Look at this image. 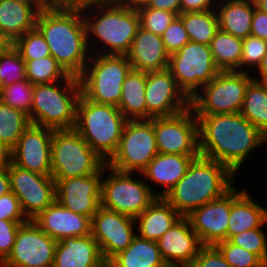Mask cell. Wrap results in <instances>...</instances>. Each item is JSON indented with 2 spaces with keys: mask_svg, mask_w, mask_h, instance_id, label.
Instances as JSON below:
<instances>
[{
  "mask_svg": "<svg viewBox=\"0 0 267 267\" xmlns=\"http://www.w3.org/2000/svg\"><path fill=\"white\" fill-rule=\"evenodd\" d=\"M196 117L199 154L226 165L235 174L244 166L250 153L267 145V137L240 112Z\"/></svg>",
  "mask_w": 267,
  "mask_h": 267,
  "instance_id": "cell-1",
  "label": "cell"
},
{
  "mask_svg": "<svg viewBox=\"0 0 267 267\" xmlns=\"http://www.w3.org/2000/svg\"><path fill=\"white\" fill-rule=\"evenodd\" d=\"M35 28L64 71L79 77L91 56L81 7L45 3L38 12Z\"/></svg>",
  "mask_w": 267,
  "mask_h": 267,
  "instance_id": "cell-2",
  "label": "cell"
},
{
  "mask_svg": "<svg viewBox=\"0 0 267 267\" xmlns=\"http://www.w3.org/2000/svg\"><path fill=\"white\" fill-rule=\"evenodd\" d=\"M80 7L85 20L90 53L127 55L140 28L137 9L115 0L96 1Z\"/></svg>",
  "mask_w": 267,
  "mask_h": 267,
  "instance_id": "cell-3",
  "label": "cell"
},
{
  "mask_svg": "<svg viewBox=\"0 0 267 267\" xmlns=\"http://www.w3.org/2000/svg\"><path fill=\"white\" fill-rule=\"evenodd\" d=\"M236 174L226 165L199 155L163 198L182 216L218 199L234 186Z\"/></svg>",
  "mask_w": 267,
  "mask_h": 267,
  "instance_id": "cell-4",
  "label": "cell"
},
{
  "mask_svg": "<svg viewBox=\"0 0 267 267\" xmlns=\"http://www.w3.org/2000/svg\"><path fill=\"white\" fill-rule=\"evenodd\" d=\"M127 120L117 106L99 104L81 94L74 129L107 162L117 150Z\"/></svg>",
  "mask_w": 267,
  "mask_h": 267,
  "instance_id": "cell-5",
  "label": "cell"
},
{
  "mask_svg": "<svg viewBox=\"0 0 267 267\" xmlns=\"http://www.w3.org/2000/svg\"><path fill=\"white\" fill-rule=\"evenodd\" d=\"M80 95L79 79L71 75L62 81L34 85L31 123L54 130L74 129Z\"/></svg>",
  "mask_w": 267,
  "mask_h": 267,
  "instance_id": "cell-6",
  "label": "cell"
},
{
  "mask_svg": "<svg viewBox=\"0 0 267 267\" xmlns=\"http://www.w3.org/2000/svg\"><path fill=\"white\" fill-rule=\"evenodd\" d=\"M131 70L127 55L91 54L78 77L81 94L90 101L118 107L122 85Z\"/></svg>",
  "mask_w": 267,
  "mask_h": 267,
  "instance_id": "cell-7",
  "label": "cell"
},
{
  "mask_svg": "<svg viewBox=\"0 0 267 267\" xmlns=\"http://www.w3.org/2000/svg\"><path fill=\"white\" fill-rule=\"evenodd\" d=\"M106 161L75 129L54 130L51 141V176L68 179L97 174Z\"/></svg>",
  "mask_w": 267,
  "mask_h": 267,
  "instance_id": "cell-8",
  "label": "cell"
},
{
  "mask_svg": "<svg viewBox=\"0 0 267 267\" xmlns=\"http://www.w3.org/2000/svg\"><path fill=\"white\" fill-rule=\"evenodd\" d=\"M152 188L134 173L117 171L106 164L102 168L101 206L135 218L159 197L160 191Z\"/></svg>",
  "mask_w": 267,
  "mask_h": 267,
  "instance_id": "cell-9",
  "label": "cell"
},
{
  "mask_svg": "<svg viewBox=\"0 0 267 267\" xmlns=\"http://www.w3.org/2000/svg\"><path fill=\"white\" fill-rule=\"evenodd\" d=\"M253 73L220 71L190 99L195 115L240 112ZM202 92V93H201Z\"/></svg>",
  "mask_w": 267,
  "mask_h": 267,
  "instance_id": "cell-10",
  "label": "cell"
},
{
  "mask_svg": "<svg viewBox=\"0 0 267 267\" xmlns=\"http://www.w3.org/2000/svg\"><path fill=\"white\" fill-rule=\"evenodd\" d=\"M157 154L153 117L127 120L117 150L106 164L117 171L141 173Z\"/></svg>",
  "mask_w": 267,
  "mask_h": 267,
  "instance_id": "cell-11",
  "label": "cell"
},
{
  "mask_svg": "<svg viewBox=\"0 0 267 267\" xmlns=\"http://www.w3.org/2000/svg\"><path fill=\"white\" fill-rule=\"evenodd\" d=\"M168 69L189 99L220 72L210 46L192 41L170 55Z\"/></svg>",
  "mask_w": 267,
  "mask_h": 267,
  "instance_id": "cell-12",
  "label": "cell"
},
{
  "mask_svg": "<svg viewBox=\"0 0 267 267\" xmlns=\"http://www.w3.org/2000/svg\"><path fill=\"white\" fill-rule=\"evenodd\" d=\"M158 153L200 155L198 119L191 107L173 116L153 117Z\"/></svg>",
  "mask_w": 267,
  "mask_h": 267,
  "instance_id": "cell-13",
  "label": "cell"
},
{
  "mask_svg": "<svg viewBox=\"0 0 267 267\" xmlns=\"http://www.w3.org/2000/svg\"><path fill=\"white\" fill-rule=\"evenodd\" d=\"M10 189L17 196L27 220H33L56 200V182L51 175H41L18 167L8 166Z\"/></svg>",
  "mask_w": 267,
  "mask_h": 267,
  "instance_id": "cell-14",
  "label": "cell"
},
{
  "mask_svg": "<svg viewBox=\"0 0 267 267\" xmlns=\"http://www.w3.org/2000/svg\"><path fill=\"white\" fill-rule=\"evenodd\" d=\"M57 242L28 220L19 227L12 252L0 267H53Z\"/></svg>",
  "mask_w": 267,
  "mask_h": 267,
  "instance_id": "cell-15",
  "label": "cell"
},
{
  "mask_svg": "<svg viewBox=\"0 0 267 267\" xmlns=\"http://www.w3.org/2000/svg\"><path fill=\"white\" fill-rule=\"evenodd\" d=\"M136 226L133 217L99 207L92 216L91 235L106 263L131 244Z\"/></svg>",
  "mask_w": 267,
  "mask_h": 267,
  "instance_id": "cell-16",
  "label": "cell"
},
{
  "mask_svg": "<svg viewBox=\"0 0 267 267\" xmlns=\"http://www.w3.org/2000/svg\"><path fill=\"white\" fill-rule=\"evenodd\" d=\"M145 102L146 119L173 116L190 107V99L168 68L146 72Z\"/></svg>",
  "mask_w": 267,
  "mask_h": 267,
  "instance_id": "cell-17",
  "label": "cell"
},
{
  "mask_svg": "<svg viewBox=\"0 0 267 267\" xmlns=\"http://www.w3.org/2000/svg\"><path fill=\"white\" fill-rule=\"evenodd\" d=\"M53 131L31 123L12 148V163L31 172L51 175Z\"/></svg>",
  "mask_w": 267,
  "mask_h": 267,
  "instance_id": "cell-18",
  "label": "cell"
},
{
  "mask_svg": "<svg viewBox=\"0 0 267 267\" xmlns=\"http://www.w3.org/2000/svg\"><path fill=\"white\" fill-rule=\"evenodd\" d=\"M102 169L92 176L54 179L56 200L72 212L92 216L101 206Z\"/></svg>",
  "mask_w": 267,
  "mask_h": 267,
  "instance_id": "cell-19",
  "label": "cell"
},
{
  "mask_svg": "<svg viewBox=\"0 0 267 267\" xmlns=\"http://www.w3.org/2000/svg\"><path fill=\"white\" fill-rule=\"evenodd\" d=\"M231 211V190L222 197L194 209L186 216L203 246H215L227 240Z\"/></svg>",
  "mask_w": 267,
  "mask_h": 267,
  "instance_id": "cell-20",
  "label": "cell"
},
{
  "mask_svg": "<svg viewBox=\"0 0 267 267\" xmlns=\"http://www.w3.org/2000/svg\"><path fill=\"white\" fill-rule=\"evenodd\" d=\"M157 243L168 267H190L203 247L187 217H181Z\"/></svg>",
  "mask_w": 267,
  "mask_h": 267,
  "instance_id": "cell-21",
  "label": "cell"
},
{
  "mask_svg": "<svg viewBox=\"0 0 267 267\" xmlns=\"http://www.w3.org/2000/svg\"><path fill=\"white\" fill-rule=\"evenodd\" d=\"M91 220L89 216L63 207L57 200L33 219L43 232L56 241L65 237H83L91 234Z\"/></svg>",
  "mask_w": 267,
  "mask_h": 267,
  "instance_id": "cell-22",
  "label": "cell"
},
{
  "mask_svg": "<svg viewBox=\"0 0 267 267\" xmlns=\"http://www.w3.org/2000/svg\"><path fill=\"white\" fill-rule=\"evenodd\" d=\"M44 0L0 1V31L12 44L17 38L35 28Z\"/></svg>",
  "mask_w": 267,
  "mask_h": 267,
  "instance_id": "cell-23",
  "label": "cell"
},
{
  "mask_svg": "<svg viewBox=\"0 0 267 267\" xmlns=\"http://www.w3.org/2000/svg\"><path fill=\"white\" fill-rule=\"evenodd\" d=\"M127 57L132 70L151 72L167 69L170 55L164 47L162 36L140 27Z\"/></svg>",
  "mask_w": 267,
  "mask_h": 267,
  "instance_id": "cell-24",
  "label": "cell"
},
{
  "mask_svg": "<svg viewBox=\"0 0 267 267\" xmlns=\"http://www.w3.org/2000/svg\"><path fill=\"white\" fill-rule=\"evenodd\" d=\"M105 264L98 243L91 234L65 237L57 242L53 267H102Z\"/></svg>",
  "mask_w": 267,
  "mask_h": 267,
  "instance_id": "cell-25",
  "label": "cell"
},
{
  "mask_svg": "<svg viewBox=\"0 0 267 267\" xmlns=\"http://www.w3.org/2000/svg\"><path fill=\"white\" fill-rule=\"evenodd\" d=\"M267 224V207L255 201L246 189H231V211L227 240L243 231L261 228Z\"/></svg>",
  "mask_w": 267,
  "mask_h": 267,
  "instance_id": "cell-26",
  "label": "cell"
},
{
  "mask_svg": "<svg viewBox=\"0 0 267 267\" xmlns=\"http://www.w3.org/2000/svg\"><path fill=\"white\" fill-rule=\"evenodd\" d=\"M198 156L158 153L139 175L149 180L150 184L164 187L159 193V197H163L185 175L189 164Z\"/></svg>",
  "mask_w": 267,
  "mask_h": 267,
  "instance_id": "cell-27",
  "label": "cell"
},
{
  "mask_svg": "<svg viewBox=\"0 0 267 267\" xmlns=\"http://www.w3.org/2000/svg\"><path fill=\"white\" fill-rule=\"evenodd\" d=\"M182 216L163 197L155 201L142 213L135 217L140 238L157 241Z\"/></svg>",
  "mask_w": 267,
  "mask_h": 267,
  "instance_id": "cell-28",
  "label": "cell"
},
{
  "mask_svg": "<svg viewBox=\"0 0 267 267\" xmlns=\"http://www.w3.org/2000/svg\"><path fill=\"white\" fill-rule=\"evenodd\" d=\"M255 8L253 0H218L215 10L219 29L235 37L246 38L250 35Z\"/></svg>",
  "mask_w": 267,
  "mask_h": 267,
  "instance_id": "cell-29",
  "label": "cell"
},
{
  "mask_svg": "<svg viewBox=\"0 0 267 267\" xmlns=\"http://www.w3.org/2000/svg\"><path fill=\"white\" fill-rule=\"evenodd\" d=\"M110 267H168L158 247L157 241L135 236L131 244L115 255Z\"/></svg>",
  "mask_w": 267,
  "mask_h": 267,
  "instance_id": "cell-30",
  "label": "cell"
},
{
  "mask_svg": "<svg viewBox=\"0 0 267 267\" xmlns=\"http://www.w3.org/2000/svg\"><path fill=\"white\" fill-rule=\"evenodd\" d=\"M146 72L131 70L121 89L119 110L128 120L146 119Z\"/></svg>",
  "mask_w": 267,
  "mask_h": 267,
  "instance_id": "cell-31",
  "label": "cell"
},
{
  "mask_svg": "<svg viewBox=\"0 0 267 267\" xmlns=\"http://www.w3.org/2000/svg\"><path fill=\"white\" fill-rule=\"evenodd\" d=\"M243 39L219 29L210 43L216 67L220 71H240Z\"/></svg>",
  "mask_w": 267,
  "mask_h": 267,
  "instance_id": "cell-32",
  "label": "cell"
},
{
  "mask_svg": "<svg viewBox=\"0 0 267 267\" xmlns=\"http://www.w3.org/2000/svg\"><path fill=\"white\" fill-rule=\"evenodd\" d=\"M240 113L267 137V84L249 82Z\"/></svg>",
  "mask_w": 267,
  "mask_h": 267,
  "instance_id": "cell-33",
  "label": "cell"
},
{
  "mask_svg": "<svg viewBox=\"0 0 267 267\" xmlns=\"http://www.w3.org/2000/svg\"><path fill=\"white\" fill-rule=\"evenodd\" d=\"M184 24L189 40L210 45L219 30L218 16L215 9L208 11L185 12L178 16Z\"/></svg>",
  "mask_w": 267,
  "mask_h": 267,
  "instance_id": "cell-34",
  "label": "cell"
},
{
  "mask_svg": "<svg viewBox=\"0 0 267 267\" xmlns=\"http://www.w3.org/2000/svg\"><path fill=\"white\" fill-rule=\"evenodd\" d=\"M31 125L24 112L0 101V139L13 148L23 132Z\"/></svg>",
  "mask_w": 267,
  "mask_h": 267,
  "instance_id": "cell-35",
  "label": "cell"
},
{
  "mask_svg": "<svg viewBox=\"0 0 267 267\" xmlns=\"http://www.w3.org/2000/svg\"><path fill=\"white\" fill-rule=\"evenodd\" d=\"M25 63L26 79L33 85L54 83L69 76L52 56L25 60Z\"/></svg>",
  "mask_w": 267,
  "mask_h": 267,
  "instance_id": "cell-36",
  "label": "cell"
},
{
  "mask_svg": "<svg viewBox=\"0 0 267 267\" xmlns=\"http://www.w3.org/2000/svg\"><path fill=\"white\" fill-rule=\"evenodd\" d=\"M26 79V63L19 51L10 44L0 51V87Z\"/></svg>",
  "mask_w": 267,
  "mask_h": 267,
  "instance_id": "cell-37",
  "label": "cell"
},
{
  "mask_svg": "<svg viewBox=\"0 0 267 267\" xmlns=\"http://www.w3.org/2000/svg\"><path fill=\"white\" fill-rule=\"evenodd\" d=\"M34 85L27 79L0 87V101L30 115Z\"/></svg>",
  "mask_w": 267,
  "mask_h": 267,
  "instance_id": "cell-38",
  "label": "cell"
},
{
  "mask_svg": "<svg viewBox=\"0 0 267 267\" xmlns=\"http://www.w3.org/2000/svg\"><path fill=\"white\" fill-rule=\"evenodd\" d=\"M12 44L24 60H34L51 56L49 45L36 28L26 32Z\"/></svg>",
  "mask_w": 267,
  "mask_h": 267,
  "instance_id": "cell-39",
  "label": "cell"
},
{
  "mask_svg": "<svg viewBox=\"0 0 267 267\" xmlns=\"http://www.w3.org/2000/svg\"><path fill=\"white\" fill-rule=\"evenodd\" d=\"M215 247L232 267H267L256 254L234 245L229 240L219 242Z\"/></svg>",
  "mask_w": 267,
  "mask_h": 267,
  "instance_id": "cell-40",
  "label": "cell"
},
{
  "mask_svg": "<svg viewBox=\"0 0 267 267\" xmlns=\"http://www.w3.org/2000/svg\"><path fill=\"white\" fill-rule=\"evenodd\" d=\"M140 17V27L162 36L170 23L177 17L175 13L149 8L146 4L136 8Z\"/></svg>",
  "mask_w": 267,
  "mask_h": 267,
  "instance_id": "cell-41",
  "label": "cell"
},
{
  "mask_svg": "<svg viewBox=\"0 0 267 267\" xmlns=\"http://www.w3.org/2000/svg\"><path fill=\"white\" fill-rule=\"evenodd\" d=\"M261 228L243 231L233 235L229 241L256 254L267 265V235Z\"/></svg>",
  "mask_w": 267,
  "mask_h": 267,
  "instance_id": "cell-42",
  "label": "cell"
},
{
  "mask_svg": "<svg viewBox=\"0 0 267 267\" xmlns=\"http://www.w3.org/2000/svg\"><path fill=\"white\" fill-rule=\"evenodd\" d=\"M267 53V40L249 35L243 39L240 71L254 73L263 56ZM250 67V68H249ZM253 67L252 70H250ZM248 69L250 71H248Z\"/></svg>",
  "mask_w": 267,
  "mask_h": 267,
  "instance_id": "cell-43",
  "label": "cell"
},
{
  "mask_svg": "<svg viewBox=\"0 0 267 267\" xmlns=\"http://www.w3.org/2000/svg\"><path fill=\"white\" fill-rule=\"evenodd\" d=\"M164 47L169 55L178 52L190 40L183 21L177 16L162 35Z\"/></svg>",
  "mask_w": 267,
  "mask_h": 267,
  "instance_id": "cell-44",
  "label": "cell"
},
{
  "mask_svg": "<svg viewBox=\"0 0 267 267\" xmlns=\"http://www.w3.org/2000/svg\"><path fill=\"white\" fill-rule=\"evenodd\" d=\"M26 222H15L0 219V265L12 252L19 227Z\"/></svg>",
  "mask_w": 267,
  "mask_h": 267,
  "instance_id": "cell-45",
  "label": "cell"
},
{
  "mask_svg": "<svg viewBox=\"0 0 267 267\" xmlns=\"http://www.w3.org/2000/svg\"><path fill=\"white\" fill-rule=\"evenodd\" d=\"M0 219L27 222L24 216L17 196L12 192H8L0 197Z\"/></svg>",
  "mask_w": 267,
  "mask_h": 267,
  "instance_id": "cell-46",
  "label": "cell"
},
{
  "mask_svg": "<svg viewBox=\"0 0 267 267\" xmlns=\"http://www.w3.org/2000/svg\"><path fill=\"white\" fill-rule=\"evenodd\" d=\"M190 267H232L215 246H203Z\"/></svg>",
  "mask_w": 267,
  "mask_h": 267,
  "instance_id": "cell-47",
  "label": "cell"
},
{
  "mask_svg": "<svg viewBox=\"0 0 267 267\" xmlns=\"http://www.w3.org/2000/svg\"><path fill=\"white\" fill-rule=\"evenodd\" d=\"M250 35L267 40V13L255 8Z\"/></svg>",
  "mask_w": 267,
  "mask_h": 267,
  "instance_id": "cell-48",
  "label": "cell"
},
{
  "mask_svg": "<svg viewBox=\"0 0 267 267\" xmlns=\"http://www.w3.org/2000/svg\"><path fill=\"white\" fill-rule=\"evenodd\" d=\"M217 0H181V14L194 11H208L216 7Z\"/></svg>",
  "mask_w": 267,
  "mask_h": 267,
  "instance_id": "cell-49",
  "label": "cell"
},
{
  "mask_svg": "<svg viewBox=\"0 0 267 267\" xmlns=\"http://www.w3.org/2000/svg\"><path fill=\"white\" fill-rule=\"evenodd\" d=\"M146 5L149 8L175 13L177 16L181 14V0H149Z\"/></svg>",
  "mask_w": 267,
  "mask_h": 267,
  "instance_id": "cell-50",
  "label": "cell"
},
{
  "mask_svg": "<svg viewBox=\"0 0 267 267\" xmlns=\"http://www.w3.org/2000/svg\"><path fill=\"white\" fill-rule=\"evenodd\" d=\"M12 163V148L0 139V168H8Z\"/></svg>",
  "mask_w": 267,
  "mask_h": 267,
  "instance_id": "cell-51",
  "label": "cell"
},
{
  "mask_svg": "<svg viewBox=\"0 0 267 267\" xmlns=\"http://www.w3.org/2000/svg\"><path fill=\"white\" fill-rule=\"evenodd\" d=\"M10 191L11 189L8 168H0V197Z\"/></svg>",
  "mask_w": 267,
  "mask_h": 267,
  "instance_id": "cell-52",
  "label": "cell"
},
{
  "mask_svg": "<svg viewBox=\"0 0 267 267\" xmlns=\"http://www.w3.org/2000/svg\"><path fill=\"white\" fill-rule=\"evenodd\" d=\"M256 70H257V79L255 78V76H252L254 80L262 82L264 84H267V53L263 56L259 66L257 67V69H255V74H256ZM260 76V77H259Z\"/></svg>",
  "mask_w": 267,
  "mask_h": 267,
  "instance_id": "cell-53",
  "label": "cell"
},
{
  "mask_svg": "<svg viewBox=\"0 0 267 267\" xmlns=\"http://www.w3.org/2000/svg\"><path fill=\"white\" fill-rule=\"evenodd\" d=\"M45 3L51 5H68V6H81L83 4L92 3L104 0H44Z\"/></svg>",
  "mask_w": 267,
  "mask_h": 267,
  "instance_id": "cell-54",
  "label": "cell"
},
{
  "mask_svg": "<svg viewBox=\"0 0 267 267\" xmlns=\"http://www.w3.org/2000/svg\"><path fill=\"white\" fill-rule=\"evenodd\" d=\"M117 3L137 8L139 6L145 5L149 0H115Z\"/></svg>",
  "mask_w": 267,
  "mask_h": 267,
  "instance_id": "cell-55",
  "label": "cell"
},
{
  "mask_svg": "<svg viewBox=\"0 0 267 267\" xmlns=\"http://www.w3.org/2000/svg\"><path fill=\"white\" fill-rule=\"evenodd\" d=\"M258 10L267 13V0H253Z\"/></svg>",
  "mask_w": 267,
  "mask_h": 267,
  "instance_id": "cell-56",
  "label": "cell"
},
{
  "mask_svg": "<svg viewBox=\"0 0 267 267\" xmlns=\"http://www.w3.org/2000/svg\"><path fill=\"white\" fill-rule=\"evenodd\" d=\"M11 43L0 31V51L6 49Z\"/></svg>",
  "mask_w": 267,
  "mask_h": 267,
  "instance_id": "cell-57",
  "label": "cell"
},
{
  "mask_svg": "<svg viewBox=\"0 0 267 267\" xmlns=\"http://www.w3.org/2000/svg\"><path fill=\"white\" fill-rule=\"evenodd\" d=\"M102 267H110V266H109V264H108V263H106V264H105L104 266H102Z\"/></svg>",
  "mask_w": 267,
  "mask_h": 267,
  "instance_id": "cell-58",
  "label": "cell"
}]
</instances>
